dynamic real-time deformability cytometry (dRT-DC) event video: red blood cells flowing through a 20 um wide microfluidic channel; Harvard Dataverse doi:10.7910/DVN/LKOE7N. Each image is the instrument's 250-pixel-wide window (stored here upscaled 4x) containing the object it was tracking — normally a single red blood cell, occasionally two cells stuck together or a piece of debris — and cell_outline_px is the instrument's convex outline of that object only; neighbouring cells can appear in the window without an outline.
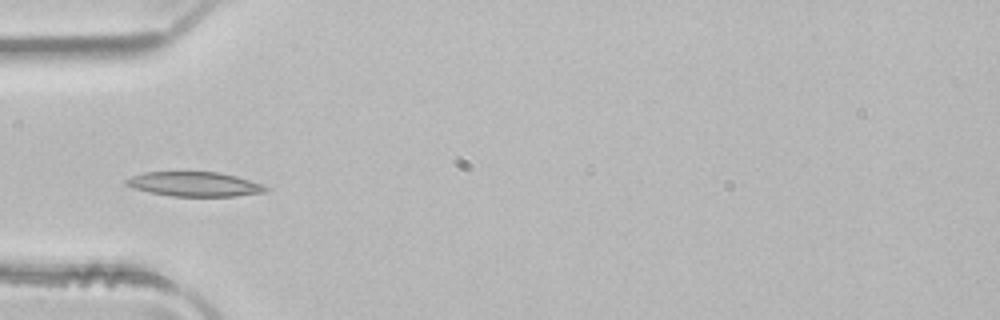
{"species": "common noctule bat (a hibernating species)", "species_latin": "Nyctalus noctula", "temperature_condition": "room temperature", "stored_images_in_passage": 4, "camera_frame_rate_fps": 3000, "um_per_image_px": 0.085, "animal": {"sex": "male", "body_mass_g": 21.5, "forearm_length_mm": 52.0}, "frame": {"image": 1, "passage_image": 4, "time_ms": 1.0, "image_size_px": [1000, 320], "cell_outline_px": [[272, 188], [268, 192], [236, 196], [172, 196], [148, 192], [132, 188], [124, 184], [124, 180], [132, 176], [144, 172], [220, 172], [236, 176], [264, 184]], "centroid_in_image_um": [16.57, 15.65], "position_along_channel_um": 68.4, "area_um2": 20.23}}